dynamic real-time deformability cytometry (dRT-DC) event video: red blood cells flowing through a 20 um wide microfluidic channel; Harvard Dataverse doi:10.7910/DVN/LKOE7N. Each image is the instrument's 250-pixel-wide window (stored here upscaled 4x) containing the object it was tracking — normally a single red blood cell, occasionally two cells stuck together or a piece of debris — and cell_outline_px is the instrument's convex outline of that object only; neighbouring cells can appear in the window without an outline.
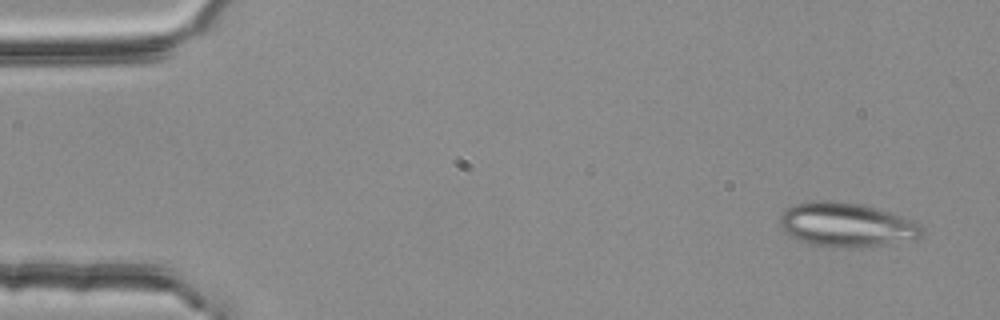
{"species": "common noctule bat (a hibernating species)", "species_latin": "Nyctalus noctula", "temperature_condition": "room temperature", "stored_images_in_passage": 3, "camera_frame_rate_fps": 3000, "um_per_image_px": 0.085, "animal": {"sex": "female", "body_mass_g": 25.1}, "frame": {"image": 1, "passage_image": 1, "time_ms": 0.0, "image_size_px": [1000, 320], "cell_outline_px": [[924, 232], [916, 240], [864, 248], [840, 248], [808, 244], [788, 236], [780, 228], [780, 216], [788, 208], [796, 204], [820, 200], [828, 200], [860, 204], [916, 220], [924, 228]], "centroid_in_image_um": [71.99, 19.14], "position_along_channel_um": 13.0, "area_um2": 37.11}}